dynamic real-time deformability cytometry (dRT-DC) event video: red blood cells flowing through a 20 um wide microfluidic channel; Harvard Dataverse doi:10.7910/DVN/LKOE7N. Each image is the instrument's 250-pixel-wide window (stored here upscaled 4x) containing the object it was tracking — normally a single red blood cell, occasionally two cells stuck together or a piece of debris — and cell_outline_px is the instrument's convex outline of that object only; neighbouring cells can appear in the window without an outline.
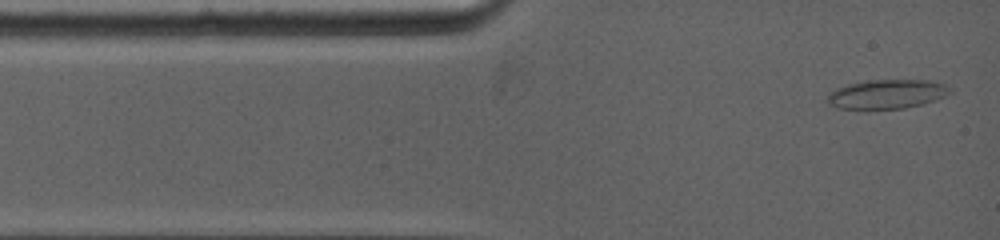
{"species": "common noctule bat (a hibernating species)", "species_latin": "Nyctalus noctula", "temperature_condition": "warm", "stored_images_in_passage": 44, "camera_frame_rate_fps": 5000, "um_per_image_px": 0.085, "animal": {"sex": "female", "body_mass_g": 19.0, "forearm_length_mm": 53.3}, "frame": {"image": 1, "passage_image": 1, "time_ms": 0.0, "image_size_px": [1000, 240], "cell_outline_px": [[952, 88], [944, 96], [924, 104], [904, 108], [868, 112], [836, 108], [828, 104], [828, 96], [836, 88], [848, 84], [872, 80], [928, 80], [944, 84]], "centroid_in_image_um": [75.33, 8.05], "position_along_channel_um": 9.7, "area_um2": 21.44}}
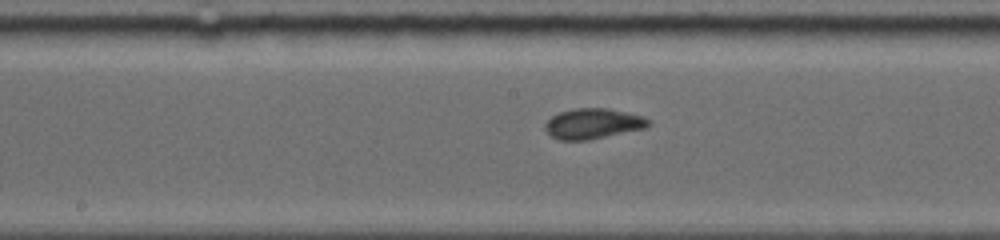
{"frame": {"image": 2, "passage_image": 20, "time_ms": 5.8, "image_size_px": [1000, 240], "cell_outline_px": [[652, 124], [644, 128], [588, 140], [560, 140], [552, 136], [544, 128], [544, 124], [552, 116], [560, 112], [572, 108], [608, 108], [644, 116], [652, 120]], "centroid_in_image_um": [50.42, 10.5], "position_along_channel_um": 197.8, "area_um2": 18.32}}
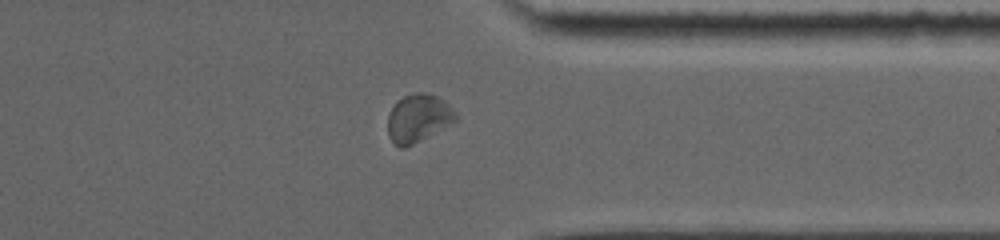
{"frame": {"image": 3, "passage_image": 36, "time_ms": 10.4, "image_size_px": [1000, 240], "cell_outline_px": [[456, 120], [452, 124], [404, 148], [400, 148], [388, 136], [388, 116], [392, 108], [404, 96], [416, 92], [428, 92], [444, 100], [456, 112]], "centroid_in_image_um": [35.57, 10.04], "position_along_channel_um": 375.8, "area_um2": 18.79}}